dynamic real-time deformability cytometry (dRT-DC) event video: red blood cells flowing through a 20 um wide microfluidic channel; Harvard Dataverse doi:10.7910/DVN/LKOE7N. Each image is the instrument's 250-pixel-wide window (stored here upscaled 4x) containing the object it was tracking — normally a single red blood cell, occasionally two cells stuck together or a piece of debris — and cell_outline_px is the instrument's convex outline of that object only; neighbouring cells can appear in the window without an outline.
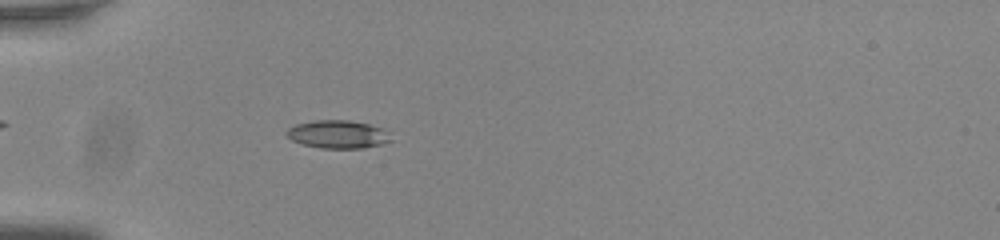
{"species": "common noctule bat (a hibernating species)", "species_latin": "Nyctalus noctula", "temperature_condition": "room temperature", "stored_images_in_passage": 54, "camera_frame_rate_fps": 3000, "um_per_image_px": 0.085, "animal": {"sex": "male", "body_mass_g": 20.0, "forearm_length_mm": 53.3}, "frame": {"image": 1, "passage_image": 17, "time_ms": 5.333, "image_size_px": [1000, 240], "cell_outline_px": [[392, 140], [380, 144], [364, 148], [320, 148], [300, 144], [292, 140], [284, 132], [288, 128], [296, 124], [316, 120], [348, 120], [368, 124], [384, 128]], "centroid_in_image_um": [28.69, 11.42], "position_along_channel_um": 56.3, "area_um2": 17.05}}
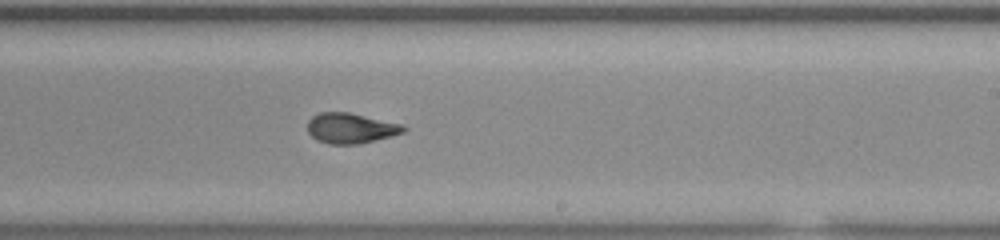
{"frame": {"image": 2, "passage_image": 34, "time_ms": 11.0, "image_size_px": [1000, 240], "cell_outline_px": [[408, 128], [404, 132], [392, 136], [360, 144], [328, 144], [316, 140], [308, 132], [308, 120], [312, 116], [320, 112], [348, 112], [404, 124]], "centroid_in_image_um": [29.83, 10.9], "position_along_channel_um": 259.2, "area_um2": 17.17}}
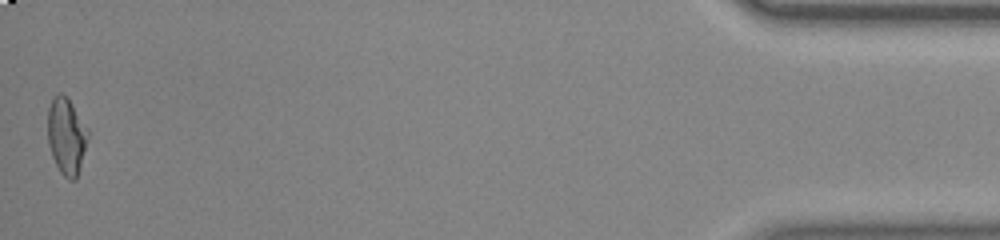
{"frame": {"image": 3, "passage_image": 54, "time_ms": 17.667, "image_size_px": [1000, 240], "cell_outline_px": [[88, 136], [76, 180], [68, 180], [60, 172], [52, 156], [48, 144], [48, 108], [52, 100], [60, 92], [72, 104], [88, 128]], "centroid_in_image_um": [5.64, 11.59], "position_along_channel_um": 429.6, "area_um2": 17.63}, "authors_computed_cell_mechanics": {"area_um2": 17.4556, "velocity_mm_per_s": 3.8015, "shape_relaxation_time_tau1_ms": 6.0124, "shape_relaxation_time_tau2_ms": 1.5361, "deformation_change_tau1": 0.1688, "deformation_change_tau2": 0.0815}}